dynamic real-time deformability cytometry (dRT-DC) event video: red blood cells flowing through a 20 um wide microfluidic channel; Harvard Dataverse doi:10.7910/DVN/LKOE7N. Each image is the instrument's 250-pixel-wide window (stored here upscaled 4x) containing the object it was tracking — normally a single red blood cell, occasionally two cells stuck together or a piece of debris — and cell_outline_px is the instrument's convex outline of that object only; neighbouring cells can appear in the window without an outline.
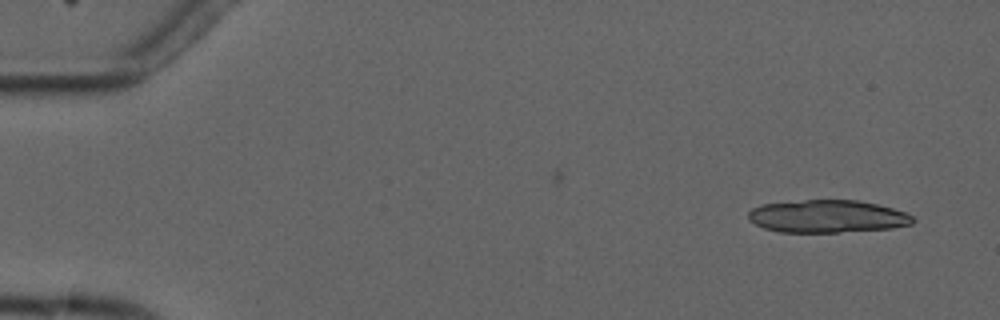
{"species": "common noctule bat (a hibernating species)", "species_latin": "Nyctalus noctula", "temperature_condition": "cold", "stored_images_in_passage": 3, "camera_frame_rate_fps": 3000, "um_per_image_px": 0.085, "animal": {"sex": "male", "forearm_length_mm": 52.5}, "frame": {"image": 1, "passage_image": 3, "time_ms": 2.333, "image_size_px": [1000, 320], "cell_outline_px": [[916, 220], [912, 224], [892, 228], [840, 232], [780, 232], [764, 228], [748, 220], [748, 212], [752, 208], [764, 204], [804, 200], [856, 200], [876, 204], [892, 208], [904, 212], [912, 216]], "centroid_in_image_um": [70.32, 18.39], "position_along_channel_um": 14.7, "area_um2": 31.21}}